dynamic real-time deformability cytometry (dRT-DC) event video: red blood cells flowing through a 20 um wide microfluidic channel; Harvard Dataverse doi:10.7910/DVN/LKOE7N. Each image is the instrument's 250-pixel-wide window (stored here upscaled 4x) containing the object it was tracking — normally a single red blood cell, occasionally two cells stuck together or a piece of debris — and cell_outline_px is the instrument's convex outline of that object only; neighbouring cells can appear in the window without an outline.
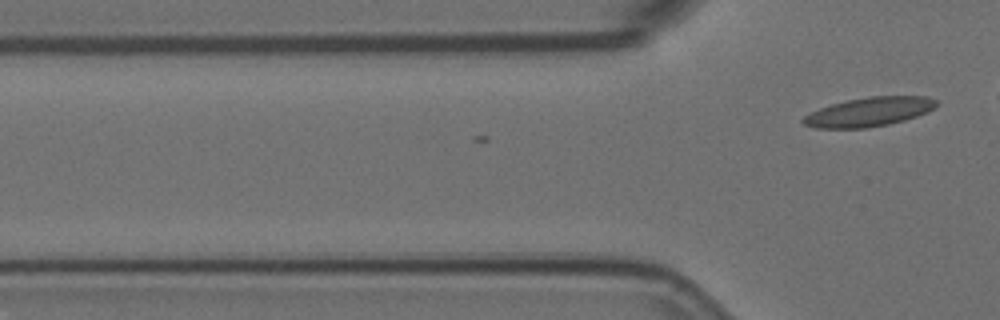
{"species": "Egyptian fruit bat (a non-hibernating species)", "species_latin": "Rousettus aegyptiacus", "temperature_condition": "room temperature", "stored_images_in_passage": 5, "camera_frame_rate_fps": 3000, "um_per_image_px": 0.085, "animal": {"sex": "female"}, "frame": {"image": 1, "passage_image": 5, "time_ms": 1.333, "image_size_px": [1000, 320], "cell_outline_px": [[936, 108], [928, 112], [904, 120], [888, 124], [868, 128], [816, 128], [804, 124], [800, 120], [804, 116], [820, 108], [832, 104], [848, 100], [868, 96], [928, 96], [936, 100]], "centroid_in_image_um": [73.89, 9.51], "position_along_channel_um": 51.9, "area_um2": 22.54}}